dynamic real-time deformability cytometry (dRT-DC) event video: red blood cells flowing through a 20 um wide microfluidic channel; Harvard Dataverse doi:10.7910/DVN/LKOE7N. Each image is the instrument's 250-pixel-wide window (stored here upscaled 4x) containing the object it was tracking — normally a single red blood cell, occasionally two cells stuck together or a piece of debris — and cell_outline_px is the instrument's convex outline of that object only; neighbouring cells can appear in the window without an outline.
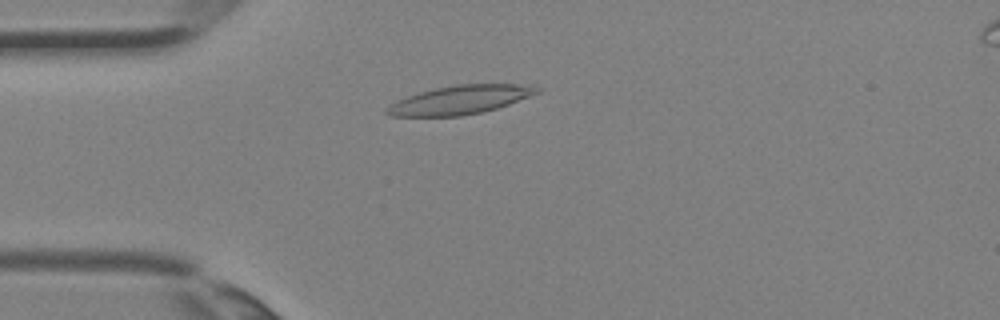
{"species": "Egyptian fruit bat (a non-hibernating species)", "species_latin": "Rousettus aegyptiacus", "temperature_condition": "room temperature", "stored_images_in_passage": 1, "camera_frame_rate_fps": 3000, "um_per_image_px": 0.085, "animal": {"sex": "female"}, "frame": {"image": 1, "passage_image": 1, "time_ms": 0.0, "image_size_px": [1000, 320], "cell_outline_px": [[540, 92], [508, 104], [496, 108], [480, 112], [460, 116], [392, 116], [384, 112], [384, 108], [396, 100], [420, 92], [436, 88], [456, 84], [520, 84], [540, 88]], "centroid_in_image_um": [39.05, 8.49], "position_along_channel_um": 45.9, "area_um2": 24.85}}